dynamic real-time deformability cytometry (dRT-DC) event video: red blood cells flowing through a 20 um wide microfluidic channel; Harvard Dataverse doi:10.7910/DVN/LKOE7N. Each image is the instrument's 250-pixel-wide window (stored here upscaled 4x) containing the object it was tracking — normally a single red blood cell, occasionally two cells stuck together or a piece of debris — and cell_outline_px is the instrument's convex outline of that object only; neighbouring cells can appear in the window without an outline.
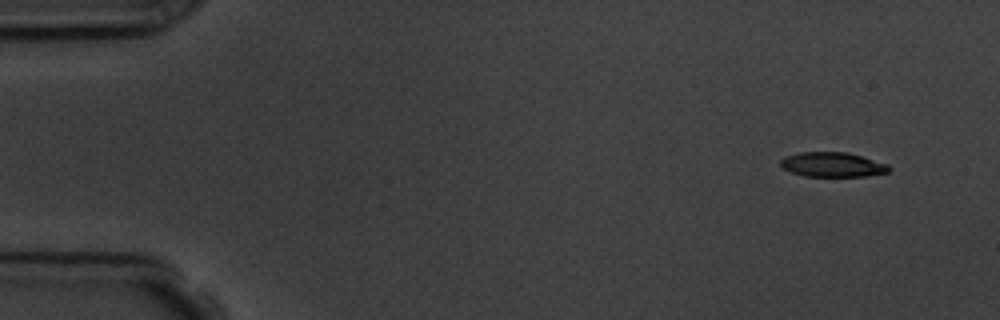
{"species": "common noctule bat (a hibernating species)", "species_latin": "Nyctalus noctula", "temperature_condition": "room temperature", "stored_images_in_passage": 6, "camera_frame_rate_fps": 3000, "um_per_image_px": 0.085, "animal": {"sex": "male", "body_mass_g": 19.5, "forearm_length_mm": 54.6}, "frame": {"image": 1, "passage_image": 1, "time_ms": 0.0, "image_size_px": [1000, 320], "cell_outline_px": [[892, 168], [888, 172], [868, 176], [804, 176], [792, 172], [784, 168], [780, 164], [780, 160], [784, 156], [800, 152], [848, 152], [888, 164]], "centroid_in_image_um": [70.78, 13.99], "position_along_channel_um": 14.2, "area_um2": 15.61}}
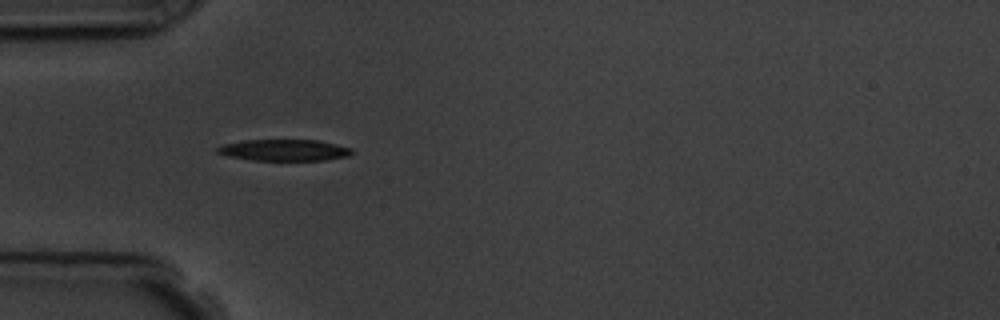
{"frame": {"image": 2, "passage_image": 5, "time_ms": 4.333, "image_size_px": [1000, 320], "cell_outline_px": [[352, 152], [348, 156], [324, 160], [252, 160], [228, 156], [216, 152], [216, 148], [224, 144], [244, 140], [316, 140], [336, 144], [352, 148]], "centroid_in_image_um": [24.14, 12.76], "position_along_channel_um": 60.9, "area_um2": 16.65}}